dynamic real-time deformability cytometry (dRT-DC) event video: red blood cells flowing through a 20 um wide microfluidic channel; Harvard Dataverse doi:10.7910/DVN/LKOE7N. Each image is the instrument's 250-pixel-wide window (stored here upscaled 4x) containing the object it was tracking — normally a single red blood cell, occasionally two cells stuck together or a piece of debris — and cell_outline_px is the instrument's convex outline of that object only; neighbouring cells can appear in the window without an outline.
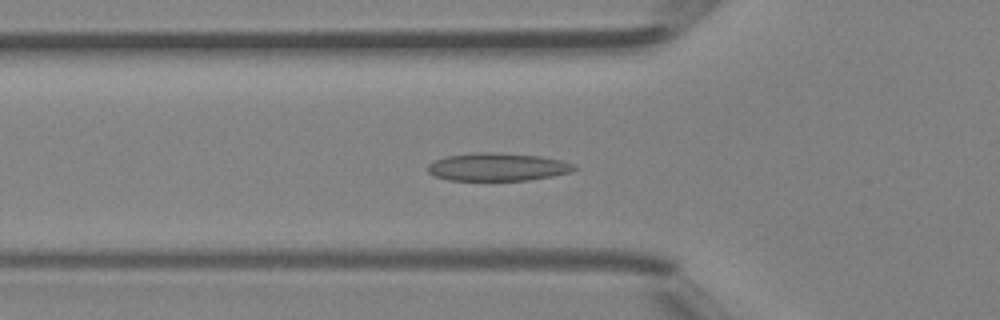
{"species": "Egyptian fruit bat (a non-hibernating species)", "species_latin": "Rousettus aegyptiacus", "temperature_condition": "room temperature", "stored_images_in_passage": 43, "camera_frame_rate_fps": 3000, "um_per_image_px": 0.085, "animal": {"sex": "female"}, "frame": {"image": 1, "passage_image": 15, "time_ms": 4.667, "image_size_px": [1000, 320], "cell_outline_px": [[580, 168], [572, 172], [552, 176], [528, 180], [448, 180], [436, 176], [428, 172], [428, 164], [444, 156], [476, 152], [492, 152], [540, 156], [564, 160]], "centroid_in_image_um": [42.33, 14.18], "position_along_channel_um": 83.5, "area_um2": 23.93}}
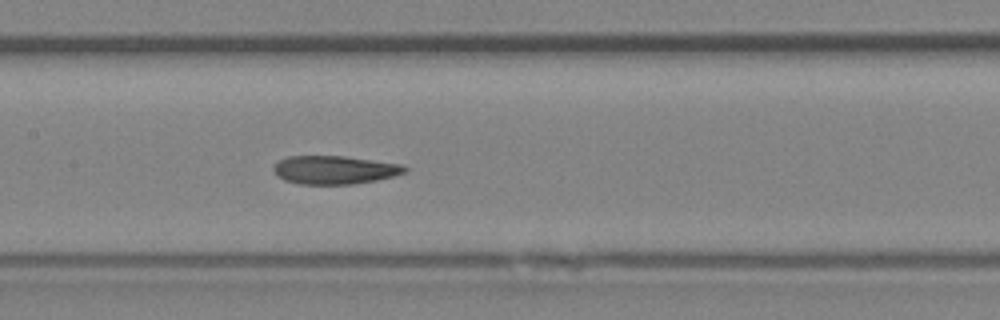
{"frame": {"image": 2, "passage_image": 21, "time_ms": 6.667, "image_size_px": [1000, 320], "cell_outline_px": [[408, 172], [376, 180], [352, 184], [300, 184], [284, 180], [276, 176], [272, 168], [280, 160], [288, 156], [344, 156], [400, 164], [408, 168]], "centroid_in_image_um": [28.42, 14.44], "position_along_channel_um": 179.0, "area_um2": 21.62}}
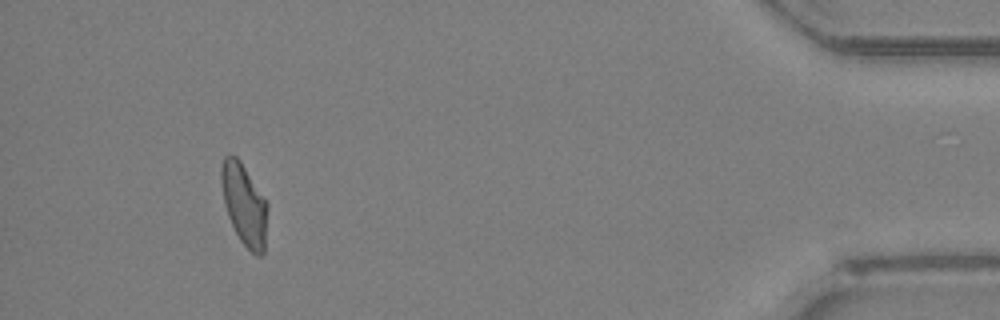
{"frame": {"image": 3, "passage_image": 40, "time_ms": 13.0, "image_size_px": [1000, 320], "cell_outline_px": [[268, 208], [264, 252], [260, 256], [256, 256], [240, 240], [228, 216], [224, 204], [220, 184], [220, 168], [224, 156], [236, 156], [240, 160], [268, 200]], "centroid_in_image_um": [20.77, 17.35], "position_along_channel_um": 414.4, "area_um2": 22.31}}